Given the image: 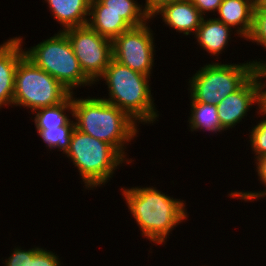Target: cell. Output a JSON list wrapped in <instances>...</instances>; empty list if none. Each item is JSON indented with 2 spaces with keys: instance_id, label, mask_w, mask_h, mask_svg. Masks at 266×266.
I'll return each instance as SVG.
<instances>
[{
  "instance_id": "277c9868",
  "label": "cell",
  "mask_w": 266,
  "mask_h": 266,
  "mask_svg": "<svg viewBox=\"0 0 266 266\" xmlns=\"http://www.w3.org/2000/svg\"><path fill=\"white\" fill-rule=\"evenodd\" d=\"M65 156L77 168L84 189L93 190L105 186L115 170L129 164L110 144L96 139L76 128Z\"/></svg>"
},
{
  "instance_id": "cb8c5ba5",
  "label": "cell",
  "mask_w": 266,
  "mask_h": 266,
  "mask_svg": "<svg viewBox=\"0 0 266 266\" xmlns=\"http://www.w3.org/2000/svg\"><path fill=\"white\" fill-rule=\"evenodd\" d=\"M52 251L41 247L34 256H26V266H62L63 262Z\"/></svg>"
},
{
  "instance_id": "4316f807",
  "label": "cell",
  "mask_w": 266,
  "mask_h": 266,
  "mask_svg": "<svg viewBox=\"0 0 266 266\" xmlns=\"http://www.w3.org/2000/svg\"><path fill=\"white\" fill-rule=\"evenodd\" d=\"M169 1H180V0H145L147 3L150 14H152L161 4Z\"/></svg>"
},
{
  "instance_id": "5b68a950",
  "label": "cell",
  "mask_w": 266,
  "mask_h": 266,
  "mask_svg": "<svg viewBox=\"0 0 266 266\" xmlns=\"http://www.w3.org/2000/svg\"><path fill=\"white\" fill-rule=\"evenodd\" d=\"M206 63L187 83L190 97L199 103L219 104L228 94L240 89L256 72L257 60L223 63L217 59ZM220 61V62H216Z\"/></svg>"
},
{
  "instance_id": "9a60e30c",
  "label": "cell",
  "mask_w": 266,
  "mask_h": 266,
  "mask_svg": "<svg viewBox=\"0 0 266 266\" xmlns=\"http://www.w3.org/2000/svg\"><path fill=\"white\" fill-rule=\"evenodd\" d=\"M60 31L87 25L91 0H44Z\"/></svg>"
},
{
  "instance_id": "7c38bea8",
  "label": "cell",
  "mask_w": 266,
  "mask_h": 266,
  "mask_svg": "<svg viewBox=\"0 0 266 266\" xmlns=\"http://www.w3.org/2000/svg\"><path fill=\"white\" fill-rule=\"evenodd\" d=\"M22 36L6 39L0 44V109L13 104L17 64L25 55Z\"/></svg>"
},
{
  "instance_id": "30bf717a",
  "label": "cell",
  "mask_w": 266,
  "mask_h": 266,
  "mask_svg": "<svg viewBox=\"0 0 266 266\" xmlns=\"http://www.w3.org/2000/svg\"><path fill=\"white\" fill-rule=\"evenodd\" d=\"M253 105H257L256 109L264 106L262 81L258 72L240 89L228 94L219 104H216L221 127L226 131L240 124Z\"/></svg>"
},
{
  "instance_id": "f1b7e54d",
  "label": "cell",
  "mask_w": 266,
  "mask_h": 266,
  "mask_svg": "<svg viewBox=\"0 0 266 266\" xmlns=\"http://www.w3.org/2000/svg\"><path fill=\"white\" fill-rule=\"evenodd\" d=\"M264 93V107L266 108V90H263Z\"/></svg>"
},
{
  "instance_id": "603a6c76",
  "label": "cell",
  "mask_w": 266,
  "mask_h": 266,
  "mask_svg": "<svg viewBox=\"0 0 266 266\" xmlns=\"http://www.w3.org/2000/svg\"><path fill=\"white\" fill-rule=\"evenodd\" d=\"M266 50V5H255L253 28L246 39Z\"/></svg>"
},
{
  "instance_id": "3957f363",
  "label": "cell",
  "mask_w": 266,
  "mask_h": 266,
  "mask_svg": "<svg viewBox=\"0 0 266 266\" xmlns=\"http://www.w3.org/2000/svg\"><path fill=\"white\" fill-rule=\"evenodd\" d=\"M151 77L131 70L112 59L100 80L107 85V98L103 100L117 106L139 124H154L159 118L151 94Z\"/></svg>"
},
{
  "instance_id": "52a82bcc",
  "label": "cell",
  "mask_w": 266,
  "mask_h": 266,
  "mask_svg": "<svg viewBox=\"0 0 266 266\" xmlns=\"http://www.w3.org/2000/svg\"><path fill=\"white\" fill-rule=\"evenodd\" d=\"M71 92L25 55L16 67L13 107L34 111L62 103Z\"/></svg>"
},
{
  "instance_id": "e0dca14e",
  "label": "cell",
  "mask_w": 266,
  "mask_h": 266,
  "mask_svg": "<svg viewBox=\"0 0 266 266\" xmlns=\"http://www.w3.org/2000/svg\"><path fill=\"white\" fill-rule=\"evenodd\" d=\"M190 99V111L187 123L189 124V131L191 132H203L210 131V133L217 134V132H224L225 130L221 127L218 118V109L215 104L199 103Z\"/></svg>"
},
{
  "instance_id": "83f0119b",
  "label": "cell",
  "mask_w": 266,
  "mask_h": 266,
  "mask_svg": "<svg viewBox=\"0 0 266 266\" xmlns=\"http://www.w3.org/2000/svg\"><path fill=\"white\" fill-rule=\"evenodd\" d=\"M256 5H266V0H257Z\"/></svg>"
},
{
  "instance_id": "ffe728a7",
  "label": "cell",
  "mask_w": 266,
  "mask_h": 266,
  "mask_svg": "<svg viewBox=\"0 0 266 266\" xmlns=\"http://www.w3.org/2000/svg\"><path fill=\"white\" fill-rule=\"evenodd\" d=\"M74 129L75 122L74 119H71L65 126L47 130H37L36 132L50 151L57 149V152L63 151L62 154L65 155L70 147V140Z\"/></svg>"
},
{
  "instance_id": "2e32d148",
  "label": "cell",
  "mask_w": 266,
  "mask_h": 266,
  "mask_svg": "<svg viewBox=\"0 0 266 266\" xmlns=\"http://www.w3.org/2000/svg\"><path fill=\"white\" fill-rule=\"evenodd\" d=\"M87 25L99 35L111 40L131 28L120 14L103 12V4L99 0L90 1Z\"/></svg>"
},
{
  "instance_id": "8fae6325",
  "label": "cell",
  "mask_w": 266,
  "mask_h": 266,
  "mask_svg": "<svg viewBox=\"0 0 266 266\" xmlns=\"http://www.w3.org/2000/svg\"><path fill=\"white\" fill-rule=\"evenodd\" d=\"M160 16L165 26L183 33V36L195 35L204 16L191 0L169 1L161 4L152 14L153 20Z\"/></svg>"
},
{
  "instance_id": "484cf974",
  "label": "cell",
  "mask_w": 266,
  "mask_h": 266,
  "mask_svg": "<svg viewBox=\"0 0 266 266\" xmlns=\"http://www.w3.org/2000/svg\"><path fill=\"white\" fill-rule=\"evenodd\" d=\"M191 2L196 6L199 12L206 17L209 13H213V15L216 16L215 12L218 11L223 0H191Z\"/></svg>"
},
{
  "instance_id": "44dd1931",
  "label": "cell",
  "mask_w": 266,
  "mask_h": 266,
  "mask_svg": "<svg viewBox=\"0 0 266 266\" xmlns=\"http://www.w3.org/2000/svg\"><path fill=\"white\" fill-rule=\"evenodd\" d=\"M258 117L261 121H257L256 124L249 130V141L254 159L266 154V108L263 106L261 109L256 111ZM265 117V118H264Z\"/></svg>"
},
{
  "instance_id": "4fadbf2b",
  "label": "cell",
  "mask_w": 266,
  "mask_h": 266,
  "mask_svg": "<svg viewBox=\"0 0 266 266\" xmlns=\"http://www.w3.org/2000/svg\"><path fill=\"white\" fill-rule=\"evenodd\" d=\"M257 0H223L217 11V20L230 26L240 38L249 37L253 28Z\"/></svg>"
},
{
  "instance_id": "7a4b0ae2",
  "label": "cell",
  "mask_w": 266,
  "mask_h": 266,
  "mask_svg": "<svg viewBox=\"0 0 266 266\" xmlns=\"http://www.w3.org/2000/svg\"><path fill=\"white\" fill-rule=\"evenodd\" d=\"M72 93L75 128L110 144L130 165L127 145L138 137V124L117 106L101 97H76ZM75 96V97H74ZM130 142V143H129Z\"/></svg>"
},
{
  "instance_id": "9c48e42d",
  "label": "cell",
  "mask_w": 266,
  "mask_h": 266,
  "mask_svg": "<svg viewBox=\"0 0 266 266\" xmlns=\"http://www.w3.org/2000/svg\"><path fill=\"white\" fill-rule=\"evenodd\" d=\"M146 23L131 27L112 40L113 59L131 70L151 77L154 67V33Z\"/></svg>"
},
{
  "instance_id": "6da1fadb",
  "label": "cell",
  "mask_w": 266,
  "mask_h": 266,
  "mask_svg": "<svg viewBox=\"0 0 266 266\" xmlns=\"http://www.w3.org/2000/svg\"><path fill=\"white\" fill-rule=\"evenodd\" d=\"M120 191L141 236L154 245H165L174 228L188 220L186 201L154 186L121 187Z\"/></svg>"
},
{
  "instance_id": "d4e9b609",
  "label": "cell",
  "mask_w": 266,
  "mask_h": 266,
  "mask_svg": "<svg viewBox=\"0 0 266 266\" xmlns=\"http://www.w3.org/2000/svg\"><path fill=\"white\" fill-rule=\"evenodd\" d=\"M23 248L16 245L8 258L5 257L4 260L2 258L4 266H26V256H34L41 247L34 246L28 250Z\"/></svg>"
},
{
  "instance_id": "7402d4cb",
  "label": "cell",
  "mask_w": 266,
  "mask_h": 266,
  "mask_svg": "<svg viewBox=\"0 0 266 266\" xmlns=\"http://www.w3.org/2000/svg\"><path fill=\"white\" fill-rule=\"evenodd\" d=\"M254 165H256L255 167V171L257 172V177L258 180L260 181L261 184L264 185L263 191H229V195L227 194L228 197H231L233 199H240L241 201H245V202H253L254 200H259V199H265L266 198V154L262 155L260 157H257L256 159H254Z\"/></svg>"
},
{
  "instance_id": "5bb4252c",
  "label": "cell",
  "mask_w": 266,
  "mask_h": 266,
  "mask_svg": "<svg viewBox=\"0 0 266 266\" xmlns=\"http://www.w3.org/2000/svg\"><path fill=\"white\" fill-rule=\"evenodd\" d=\"M207 17H204L201 21L194 38L197 40V45H200V48L210 54L209 56L213 55V58L214 56L219 58L224 49L226 50L229 47L228 42L233 38L231 35L234 33V35L240 36L237 32H233L230 26L217 20L216 17Z\"/></svg>"
},
{
  "instance_id": "8992f818",
  "label": "cell",
  "mask_w": 266,
  "mask_h": 266,
  "mask_svg": "<svg viewBox=\"0 0 266 266\" xmlns=\"http://www.w3.org/2000/svg\"><path fill=\"white\" fill-rule=\"evenodd\" d=\"M24 53L36 66L54 77L71 93H75L73 90H77L76 88L94 85L83 73L64 31L58 30L37 45L26 47Z\"/></svg>"
},
{
  "instance_id": "ac0fdd59",
  "label": "cell",
  "mask_w": 266,
  "mask_h": 266,
  "mask_svg": "<svg viewBox=\"0 0 266 266\" xmlns=\"http://www.w3.org/2000/svg\"><path fill=\"white\" fill-rule=\"evenodd\" d=\"M30 114L35 116L32 122H34L36 130H47L65 126L71 120V117H73L72 93L62 103L40 108Z\"/></svg>"
},
{
  "instance_id": "ba28073f",
  "label": "cell",
  "mask_w": 266,
  "mask_h": 266,
  "mask_svg": "<svg viewBox=\"0 0 266 266\" xmlns=\"http://www.w3.org/2000/svg\"><path fill=\"white\" fill-rule=\"evenodd\" d=\"M85 76L97 85L113 59L112 40L99 35L88 25L64 30Z\"/></svg>"
},
{
  "instance_id": "d6986e66",
  "label": "cell",
  "mask_w": 266,
  "mask_h": 266,
  "mask_svg": "<svg viewBox=\"0 0 266 266\" xmlns=\"http://www.w3.org/2000/svg\"><path fill=\"white\" fill-rule=\"evenodd\" d=\"M103 4V12H113L120 16L131 26L137 27L151 20L147 3L143 5L137 0H99Z\"/></svg>"
}]
</instances>
